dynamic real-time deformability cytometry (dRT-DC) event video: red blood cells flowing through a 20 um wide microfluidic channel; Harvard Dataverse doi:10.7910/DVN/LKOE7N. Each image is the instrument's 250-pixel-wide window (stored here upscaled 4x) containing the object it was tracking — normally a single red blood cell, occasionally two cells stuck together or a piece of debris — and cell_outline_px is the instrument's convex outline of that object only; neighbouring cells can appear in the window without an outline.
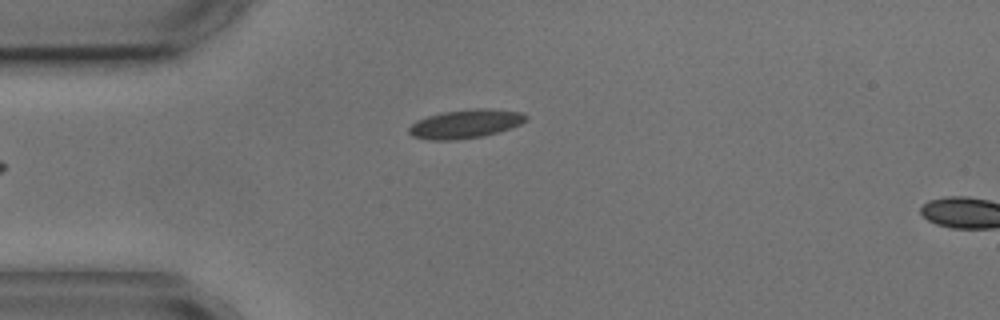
{"species": "common noctule bat (a hibernating species)", "species_latin": "Nyctalus noctula", "temperature_condition": "cold", "stored_images_in_passage": 4, "camera_frame_rate_fps": 3000, "um_per_image_px": 0.085, "animal": {"sex": "male", "body_mass_g": 17.9, "forearm_length_mm": 54.2}, "frame": {"image": 1, "passage_image": 4, "time_ms": 3.667, "image_size_px": [1000, 320], "cell_outline_px": [[528, 120], [520, 124], [484, 136], [456, 140], [428, 140], [412, 136], [408, 132], [408, 128], [416, 120], [428, 116], [444, 112], [472, 108], [488, 108], [520, 112], [528, 116]], "centroid_in_image_um": [39.54, 10.53], "position_along_channel_um": 45.5, "area_um2": 19.59}}